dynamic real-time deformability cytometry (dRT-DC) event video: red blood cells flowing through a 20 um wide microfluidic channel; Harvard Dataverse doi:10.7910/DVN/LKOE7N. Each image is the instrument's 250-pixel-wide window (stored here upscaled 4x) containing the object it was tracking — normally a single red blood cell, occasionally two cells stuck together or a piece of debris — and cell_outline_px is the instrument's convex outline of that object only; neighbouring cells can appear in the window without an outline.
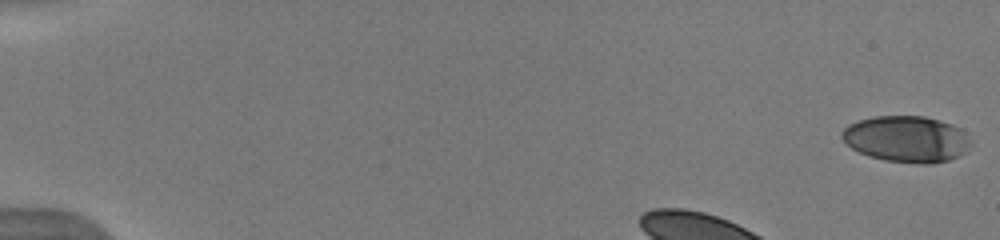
{"species": "human", "species_latin": "Homo sapiens", "temperature_condition": "warm", "stored_images_in_passage": 47, "camera_frame_rate_fps": 3000, "um_per_image_px": 0.085, "donor": {"sex": "male"}, "frame": {"image": 1, "passage_image": 1, "time_ms": 0.0, "image_size_px": [1000, 240], "cell_outline_px": [[972, 144], [964, 152], [948, 160], [932, 164], [916, 164], [884, 160], [868, 156], [844, 144], [840, 136], [840, 132], [848, 124], [872, 116], [924, 116], [940, 120], [952, 124], [960, 128], [972, 140]], "centroid_in_image_um": [77.03, 11.82], "position_along_channel_um": 8.0, "area_um2": 35.14}}
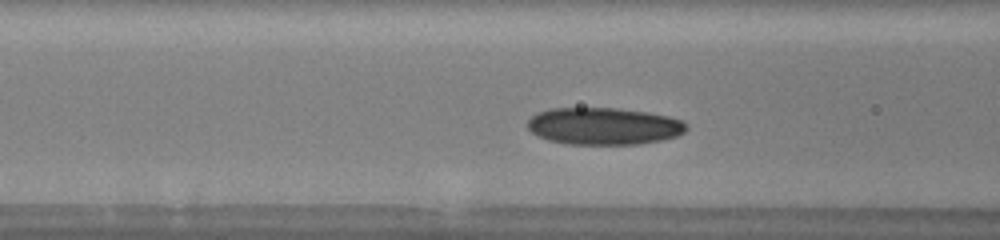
{"frame": {"image": 2, "passage_image": 16, "time_ms": 5.0, "image_size_px": [1000, 240], "cell_outline_px": [[688, 128], [684, 132], [676, 136], [660, 140], [636, 144], [564, 144], [548, 140], [532, 132], [528, 128], [528, 120], [536, 112], [552, 108], [616, 108], [648, 112], [668, 116], [684, 120], [688, 124]], "centroid_in_image_um": [51.33, 10.71], "position_along_channel_um": 115.3, "area_um2": 34.45}}
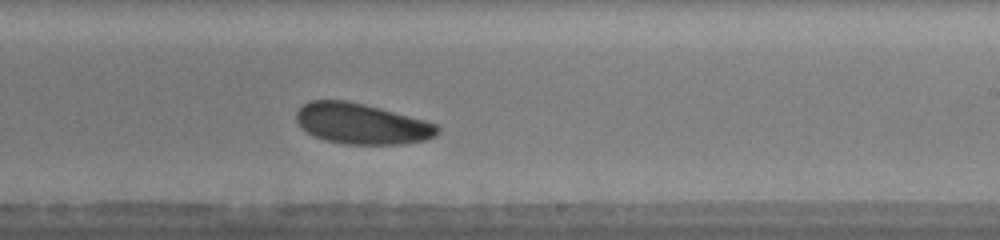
{"frame": {"image": 3, "passage_image": 27, "time_ms": 8.667, "image_size_px": [1000, 240], "cell_outline_px": [[440, 132], [436, 136], [424, 140], [400, 144], [344, 144], [328, 140], [316, 136], [308, 132], [296, 120], [296, 112], [308, 100], [344, 100], [364, 104], [380, 108], [424, 120], [436, 124], [440, 128]], "centroid_in_image_um": [30.76, 10.51], "position_along_channel_um": 258.2, "area_um2": 33.12}, "authors_computed_cell_mechanics": {"area_um2": 33.6974, "velocity_mm_per_s": 3.9043, "shape_relaxation_time_tau1_ms": 2.2292, "shape_relaxation_time_tau2_ms": null, "deformation_change_tau1": 0.07, "deformation_change_tau2": null}}